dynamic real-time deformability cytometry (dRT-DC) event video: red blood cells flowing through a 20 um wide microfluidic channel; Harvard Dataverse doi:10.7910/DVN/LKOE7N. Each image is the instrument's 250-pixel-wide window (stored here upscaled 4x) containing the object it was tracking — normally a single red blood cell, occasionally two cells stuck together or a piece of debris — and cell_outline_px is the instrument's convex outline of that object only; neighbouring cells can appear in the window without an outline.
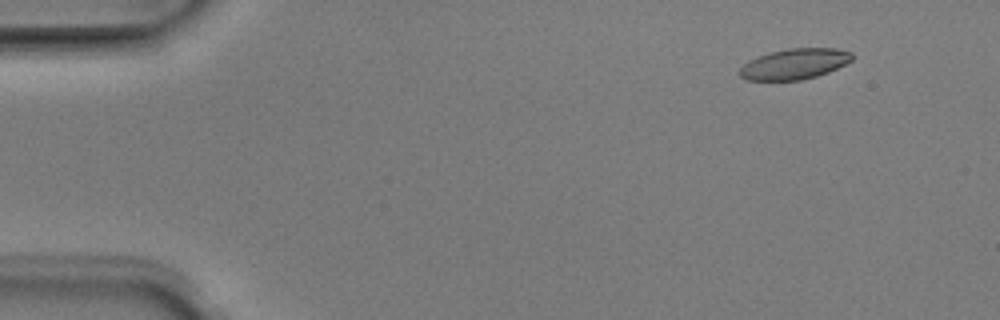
{"species": "Egyptian fruit bat (a non-hibernating species)", "species_latin": "Rousettus aegyptiacus", "temperature_condition": "room temperature", "stored_images_in_passage": 8, "camera_frame_rate_fps": 3000, "um_per_image_px": 0.085, "animal": {"sex": "male"}, "frame": {"image": 1, "passage_image": 1, "time_ms": 0.0, "image_size_px": [1000, 320], "cell_outline_px": [[852, 60], [828, 72], [816, 76], [800, 80], [748, 80], [740, 76], [740, 68], [748, 60], [756, 56], [768, 52], [788, 48], [836, 48], [852, 52]], "centroid_in_image_um": [67.51, 5.42], "position_along_channel_um": 17.5, "area_um2": 20.06}}
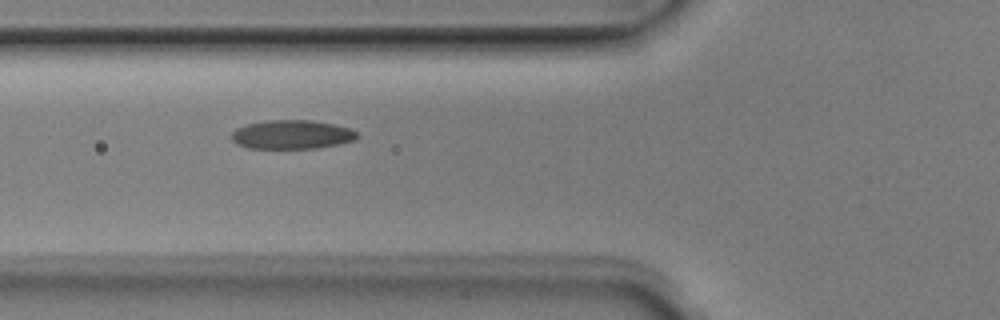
{"frame": {"image": 2, "passage_image": 5, "time_ms": 1.333, "image_size_px": [1000, 320], "cell_outline_px": [[360, 136], [356, 140], [316, 148], [248, 148], [232, 140], [232, 132], [236, 128], [244, 124], [268, 120], [312, 120], [332, 124], [348, 128], [356, 132]], "centroid_in_image_um": [24.8, 11.43], "position_along_channel_um": 101.0, "area_um2": 21.04}}
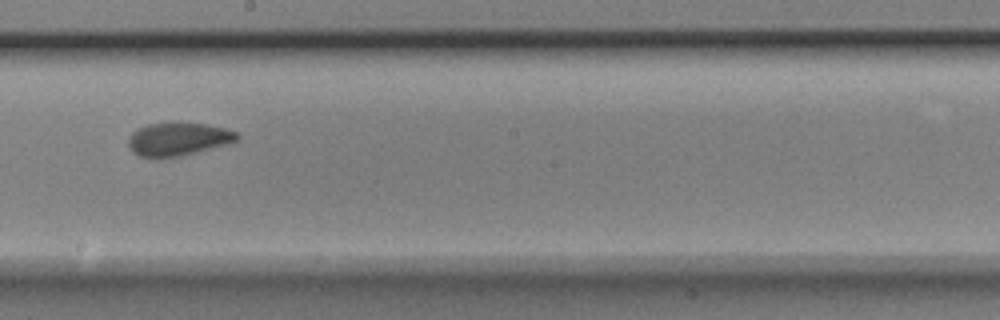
{"frame": {"image": 3, "passage_image": 8, "time_ms": 2.333, "image_size_px": [1000, 320], "cell_outline_px": [[240, 136], [236, 140], [228, 144], [180, 156], [156, 160], [152, 160], [140, 156], [132, 152], [128, 144], [128, 136], [136, 128], [148, 124], [172, 120], [204, 124], [224, 128], [240, 132]], "centroid_in_image_um": [15.09, 11.81], "position_along_channel_um": 233.1, "area_um2": 21.96}}